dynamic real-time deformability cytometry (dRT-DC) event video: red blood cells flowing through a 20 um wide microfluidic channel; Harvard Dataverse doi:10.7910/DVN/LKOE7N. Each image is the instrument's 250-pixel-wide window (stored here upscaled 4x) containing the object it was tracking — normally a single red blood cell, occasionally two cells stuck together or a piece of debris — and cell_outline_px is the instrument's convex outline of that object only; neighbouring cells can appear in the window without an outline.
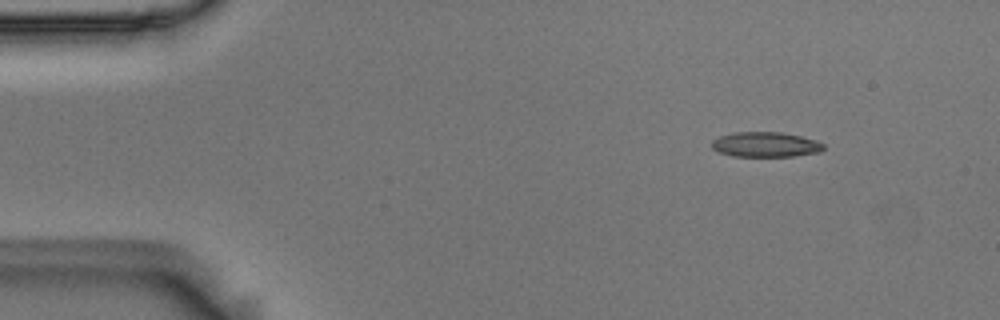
{"species": "Egyptian fruit bat (a non-hibernating species)", "species_latin": "Rousettus aegyptiacus", "temperature_condition": "room temperature", "stored_images_in_passage": 4, "camera_frame_rate_fps": 3000, "um_per_image_px": 0.085, "animal": {"sex": "male"}, "frame": {"image": 1, "passage_image": 1, "time_ms": 0.0, "image_size_px": [1000, 320], "cell_outline_px": [[824, 148], [820, 152], [792, 156], [732, 156], [720, 152], [712, 148], [712, 140], [720, 136], [732, 132], [780, 132], [800, 136], [816, 140], [824, 144]], "centroid_in_image_um": [65.07, 12.28], "position_along_channel_um": 19.9, "area_um2": 16.24}}